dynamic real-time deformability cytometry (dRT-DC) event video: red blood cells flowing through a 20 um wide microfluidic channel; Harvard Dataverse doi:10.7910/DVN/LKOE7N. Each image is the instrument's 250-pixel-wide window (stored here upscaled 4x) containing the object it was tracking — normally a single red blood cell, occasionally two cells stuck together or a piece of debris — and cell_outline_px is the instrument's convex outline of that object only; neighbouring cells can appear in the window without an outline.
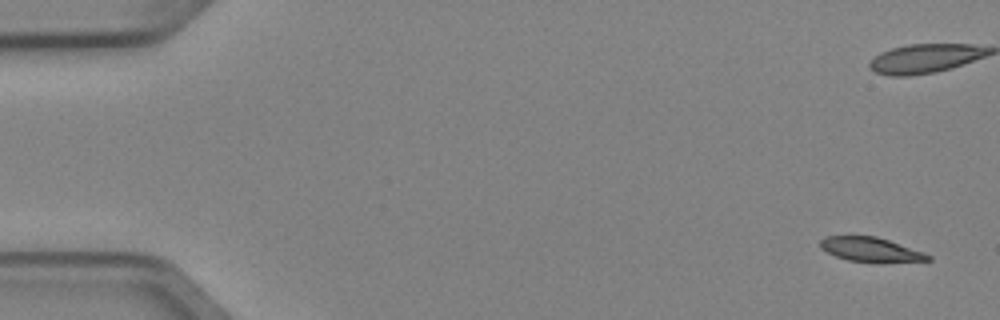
{"species": "Egyptian fruit bat (a non-hibernating species)", "species_latin": "Rousettus aegyptiacus", "temperature_condition": "cold", "stored_images_in_passage": 5, "camera_frame_rate_fps": 3000, "um_per_image_px": 0.085, "animal": {"sex": "female"}, "frame": {"image": 1, "passage_image": 5, "time_ms": 1.333, "image_size_px": [1000, 320], "cell_outline_px": [[932, 260], [848, 260], [836, 256], [820, 248], [820, 240], [824, 236], [876, 236], [924, 252], [932, 256]], "centroid_in_image_um": [73.94, 21.16], "position_along_channel_um": 11.1, "area_um2": 14.45}}